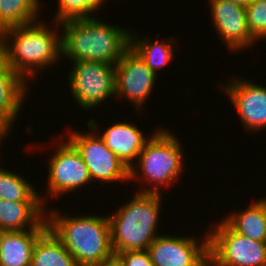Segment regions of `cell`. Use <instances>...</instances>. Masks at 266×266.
I'll list each match as a JSON object with an SVG mask.
<instances>
[{"label": "cell", "mask_w": 266, "mask_h": 266, "mask_svg": "<svg viewBox=\"0 0 266 266\" xmlns=\"http://www.w3.org/2000/svg\"><path fill=\"white\" fill-rule=\"evenodd\" d=\"M219 86L238 111L246 131L256 133L266 127V87L236 77Z\"/></svg>", "instance_id": "cell-12"}, {"label": "cell", "mask_w": 266, "mask_h": 266, "mask_svg": "<svg viewBox=\"0 0 266 266\" xmlns=\"http://www.w3.org/2000/svg\"><path fill=\"white\" fill-rule=\"evenodd\" d=\"M7 65V46L4 36L0 31V70Z\"/></svg>", "instance_id": "cell-26"}, {"label": "cell", "mask_w": 266, "mask_h": 266, "mask_svg": "<svg viewBox=\"0 0 266 266\" xmlns=\"http://www.w3.org/2000/svg\"><path fill=\"white\" fill-rule=\"evenodd\" d=\"M196 266H218L217 262L208 254L199 264Z\"/></svg>", "instance_id": "cell-28"}, {"label": "cell", "mask_w": 266, "mask_h": 266, "mask_svg": "<svg viewBox=\"0 0 266 266\" xmlns=\"http://www.w3.org/2000/svg\"><path fill=\"white\" fill-rule=\"evenodd\" d=\"M32 183L16 172L0 168V199L13 202H42L45 207L46 195L42 197Z\"/></svg>", "instance_id": "cell-22"}, {"label": "cell", "mask_w": 266, "mask_h": 266, "mask_svg": "<svg viewBox=\"0 0 266 266\" xmlns=\"http://www.w3.org/2000/svg\"><path fill=\"white\" fill-rule=\"evenodd\" d=\"M194 236L162 235L147 248L154 266H196L208 255V232L203 241Z\"/></svg>", "instance_id": "cell-11"}, {"label": "cell", "mask_w": 266, "mask_h": 266, "mask_svg": "<svg viewBox=\"0 0 266 266\" xmlns=\"http://www.w3.org/2000/svg\"><path fill=\"white\" fill-rule=\"evenodd\" d=\"M104 2L105 0H59L52 22L94 17L91 13L97 12Z\"/></svg>", "instance_id": "cell-23"}, {"label": "cell", "mask_w": 266, "mask_h": 266, "mask_svg": "<svg viewBox=\"0 0 266 266\" xmlns=\"http://www.w3.org/2000/svg\"><path fill=\"white\" fill-rule=\"evenodd\" d=\"M247 24L257 40L266 39V0L251 1L246 7Z\"/></svg>", "instance_id": "cell-24"}, {"label": "cell", "mask_w": 266, "mask_h": 266, "mask_svg": "<svg viewBox=\"0 0 266 266\" xmlns=\"http://www.w3.org/2000/svg\"><path fill=\"white\" fill-rule=\"evenodd\" d=\"M60 144V145H59ZM50 157L48 171V194L57 198L92 181L88 168L76 148L66 140L60 142Z\"/></svg>", "instance_id": "cell-10"}, {"label": "cell", "mask_w": 266, "mask_h": 266, "mask_svg": "<svg viewBox=\"0 0 266 266\" xmlns=\"http://www.w3.org/2000/svg\"><path fill=\"white\" fill-rule=\"evenodd\" d=\"M42 202H13L0 199V232L47 229Z\"/></svg>", "instance_id": "cell-15"}, {"label": "cell", "mask_w": 266, "mask_h": 266, "mask_svg": "<svg viewBox=\"0 0 266 266\" xmlns=\"http://www.w3.org/2000/svg\"><path fill=\"white\" fill-rule=\"evenodd\" d=\"M209 2L212 24L225 46L235 52L252 47L257 40L249 31L245 7L230 0Z\"/></svg>", "instance_id": "cell-13"}, {"label": "cell", "mask_w": 266, "mask_h": 266, "mask_svg": "<svg viewBox=\"0 0 266 266\" xmlns=\"http://www.w3.org/2000/svg\"><path fill=\"white\" fill-rule=\"evenodd\" d=\"M156 81V74L131 47L115 65V97L131 101L139 111L150 97Z\"/></svg>", "instance_id": "cell-9"}, {"label": "cell", "mask_w": 266, "mask_h": 266, "mask_svg": "<svg viewBox=\"0 0 266 266\" xmlns=\"http://www.w3.org/2000/svg\"><path fill=\"white\" fill-rule=\"evenodd\" d=\"M125 266H154L147 250L116 253Z\"/></svg>", "instance_id": "cell-25"}, {"label": "cell", "mask_w": 266, "mask_h": 266, "mask_svg": "<svg viewBox=\"0 0 266 266\" xmlns=\"http://www.w3.org/2000/svg\"><path fill=\"white\" fill-rule=\"evenodd\" d=\"M40 0H0V31L37 22ZM36 20V21H35Z\"/></svg>", "instance_id": "cell-21"}, {"label": "cell", "mask_w": 266, "mask_h": 266, "mask_svg": "<svg viewBox=\"0 0 266 266\" xmlns=\"http://www.w3.org/2000/svg\"><path fill=\"white\" fill-rule=\"evenodd\" d=\"M105 145L110 149L128 168L137 161L145 143L153 135L144 136L136 124L130 122H116L109 126L102 134Z\"/></svg>", "instance_id": "cell-14"}, {"label": "cell", "mask_w": 266, "mask_h": 266, "mask_svg": "<svg viewBox=\"0 0 266 266\" xmlns=\"http://www.w3.org/2000/svg\"><path fill=\"white\" fill-rule=\"evenodd\" d=\"M130 32V47L140 56L146 65L157 75L158 70L173 60L174 39L170 37L166 42L151 41L149 38L138 39ZM174 45V46H173Z\"/></svg>", "instance_id": "cell-20"}, {"label": "cell", "mask_w": 266, "mask_h": 266, "mask_svg": "<svg viewBox=\"0 0 266 266\" xmlns=\"http://www.w3.org/2000/svg\"><path fill=\"white\" fill-rule=\"evenodd\" d=\"M45 230L1 232L0 266H31L34 245Z\"/></svg>", "instance_id": "cell-17"}, {"label": "cell", "mask_w": 266, "mask_h": 266, "mask_svg": "<svg viewBox=\"0 0 266 266\" xmlns=\"http://www.w3.org/2000/svg\"><path fill=\"white\" fill-rule=\"evenodd\" d=\"M98 266H125L122 259L117 254H112L110 257L106 258Z\"/></svg>", "instance_id": "cell-27"}, {"label": "cell", "mask_w": 266, "mask_h": 266, "mask_svg": "<svg viewBox=\"0 0 266 266\" xmlns=\"http://www.w3.org/2000/svg\"><path fill=\"white\" fill-rule=\"evenodd\" d=\"M52 209L46 213L48 227L79 266H98L113 254L108 215L73 217Z\"/></svg>", "instance_id": "cell-2"}, {"label": "cell", "mask_w": 266, "mask_h": 266, "mask_svg": "<svg viewBox=\"0 0 266 266\" xmlns=\"http://www.w3.org/2000/svg\"><path fill=\"white\" fill-rule=\"evenodd\" d=\"M69 75L72 97L80 107H94L115 96V65L96 61L74 62Z\"/></svg>", "instance_id": "cell-8"}, {"label": "cell", "mask_w": 266, "mask_h": 266, "mask_svg": "<svg viewBox=\"0 0 266 266\" xmlns=\"http://www.w3.org/2000/svg\"><path fill=\"white\" fill-rule=\"evenodd\" d=\"M230 1L236 4H240L244 7H246L251 2V0H230Z\"/></svg>", "instance_id": "cell-30"}, {"label": "cell", "mask_w": 266, "mask_h": 266, "mask_svg": "<svg viewBox=\"0 0 266 266\" xmlns=\"http://www.w3.org/2000/svg\"><path fill=\"white\" fill-rule=\"evenodd\" d=\"M224 221L237 233L252 240L266 241V198L252 202L238 213L225 216Z\"/></svg>", "instance_id": "cell-18"}, {"label": "cell", "mask_w": 266, "mask_h": 266, "mask_svg": "<svg viewBox=\"0 0 266 266\" xmlns=\"http://www.w3.org/2000/svg\"><path fill=\"white\" fill-rule=\"evenodd\" d=\"M57 32V28L51 29L42 20L4 29L7 65L26 82L28 77L34 79L36 70L55 65L62 56L61 34Z\"/></svg>", "instance_id": "cell-3"}, {"label": "cell", "mask_w": 266, "mask_h": 266, "mask_svg": "<svg viewBox=\"0 0 266 266\" xmlns=\"http://www.w3.org/2000/svg\"><path fill=\"white\" fill-rule=\"evenodd\" d=\"M9 131L11 130L0 120V141L5 140L4 137H7Z\"/></svg>", "instance_id": "cell-29"}, {"label": "cell", "mask_w": 266, "mask_h": 266, "mask_svg": "<svg viewBox=\"0 0 266 266\" xmlns=\"http://www.w3.org/2000/svg\"><path fill=\"white\" fill-rule=\"evenodd\" d=\"M162 194L138 192L108 216L113 253L144 251L156 239Z\"/></svg>", "instance_id": "cell-4"}, {"label": "cell", "mask_w": 266, "mask_h": 266, "mask_svg": "<svg viewBox=\"0 0 266 266\" xmlns=\"http://www.w3.org/2000/svg\"><path fill=\"white\" fill-rule=\"evenodd\" d=\"M207 229L208 254L218 266H266L265 242L235 232L223 219Z\"/></svg>", "instance_id": "cell-6"}, {"label": "cell", "mask_w": 266, "mask_h": 266, "mask_svg": "<svg viewBox=\"0 0 266 266\" xmlns=\"http://www.w3.org/2000/svg\"><path fill=\"white\" fill-rule=\"evenodd\" d=\"M154 133L139 154L136 161L138 165L135 163L129 168V180L149 181L147 184L151 188H143L139 190L140 192L163 194L159 187L165 185L169 187L183 172L184 148L179 139L167 129H157Z\"/></svg>", "instance_id": "cell-5"}, {"label": "cell", "mask_w": 266, "mask_h": 266, "mask_svg": "<svg viewBox=\"0 0 266 266\" xmlns=\"http://www.w3.org/2000/svg\"><path fill=\"white\" fill-rule=\"evenodd\" d=\"M87 129L90 132L82 133L73 130L68 132V141L79 152L82 160L88 168L92 182H107L129 180V168L106 147L103 139L96 133L98 126L95 119H89ZM97 125V126H96Z\"/></svg>", "instance_id": "cell-7"}, {"label": "cell", "mask_w": 266, "mask_h": 266, "mask_svg": "<svg viewBox=\"0 0 266 266\" xmlns=\"http://www.w3.org/2000/svg\"><path fill=\"white\" fill-rule=\"evenodd\" d=\"M31 266H79L61 240L48 227L37 239Z\"/></svg>", "instance_id": "cell-19"}, {"label": "cell", "mask_w": 266, "mask_h": 266, "mask_svg": "<svg viewBox=\"0 0 266 266\" xmlns=\"http://www.w3.org/2000/svg\"><path fill=\"white\" fill-rule=\"evenodd\" d=\"M28 83L6 65L0 70V120L12 130L27 97Z\"/></svg>", "instance_id": "cell-16"}, {"label": "cell", "mask_w": 266, "mask_h": 266, "mask_svg": "<svg viewBox=\"0 0 266 266\" xmlns=\"http://www.w3.org/2000/svg\"><path fill=\"white\" fill-rule=\"evenodd\" d=\"M62 27V57L71 63L96 61L116 65L130 47L127 28L105 24L95 17L55 22Z\"/></svg>", "instance_id": "cell-1"}]
</instances>
